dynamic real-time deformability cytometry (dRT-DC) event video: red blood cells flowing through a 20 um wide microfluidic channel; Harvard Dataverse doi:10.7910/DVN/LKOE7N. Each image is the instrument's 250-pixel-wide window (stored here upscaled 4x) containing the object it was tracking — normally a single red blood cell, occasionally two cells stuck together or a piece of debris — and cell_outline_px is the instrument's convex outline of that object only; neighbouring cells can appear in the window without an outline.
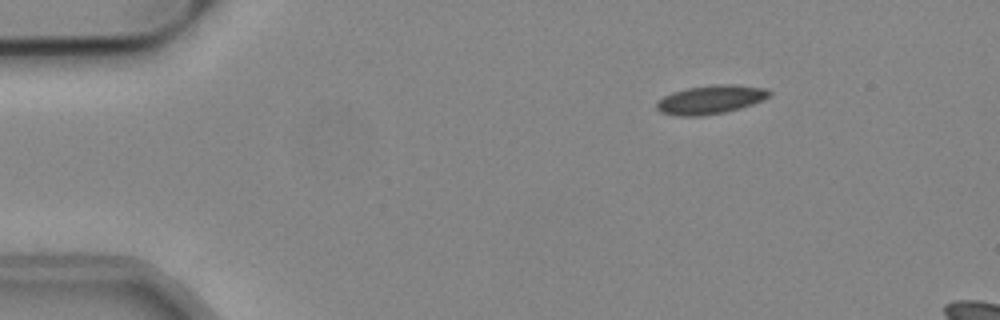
{"species": "common noctule bat (a hibernating species)", "species_latin": "Nyctalus noctula", "temperature_condition": "cold", "stored_images_in_passage": 46, "camera_frame_rate_fps": 3000, "um_per_image_px": 0.085, "animal": {"sex": "male", "body_mass_g": 19.2, "forearm_length_mm": 51.8}, "frame": {"image": 1, "passage_image": 1, "time_ms": 0.0, "image_size_px": [1000, 320], "cell_outline_px": [[772, 96], [764, 100], [740, 108], [724, 112], [700, 116], [676, 116], [660, 112], [656, 108], [656, 100], [672, 92], [688, 88], [712, 84], [736, 84], [768, 88], [772, 92]], "centroid_in_image_um": [60.43, 8.45], "position_along_channel_um": 24.6, "area_um2": 19.19}}
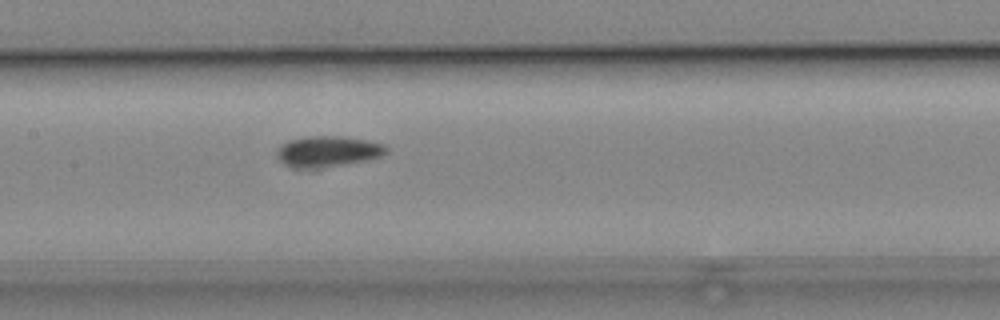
{"frame": {"image": 2, "passage_image": 19, "time_ms": 6.0, "image_size_px": [1000, 320], "cell_outline_px": [[388, 152], [380, 156], [364, 160], [344, 164], [316, 168], [292, 168], [284, 164], [276, 156], [276, 148], [280, 144], [288, 140], [304, 136], [340, 136], [364, 140], [384, 144], [388, 148]], "centroid_in_image_um": [27.79, 12.86], "position_along_channel_um": 179.6, "area_um2": 19.71}}
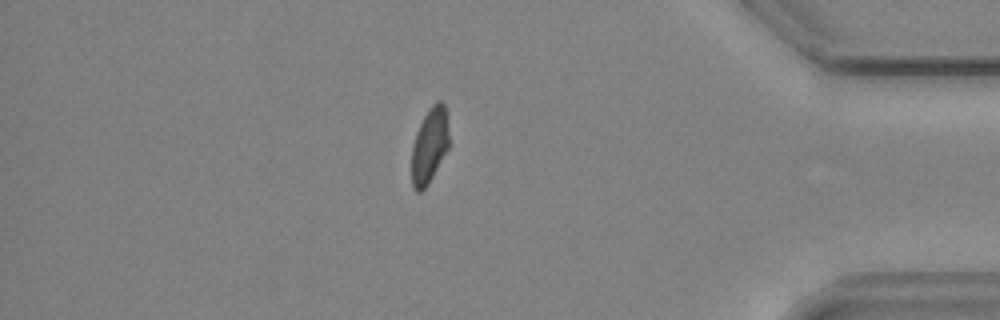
{"frame": {"image": 3, "passage_image": 39, "time_ms": 12.667, "image_size_px": [1000, 320], "cell_outline_px": [[448, 148], [428, 184], [420, 192], [416, 192], [412, 188], [412, 144], [416, 132], [424, 116], [432, 104], [436, 100], [440, 100], [444, 104], [448, 132]], "centroid_in_image_um": [36.48, 12.38], "position_along_channel_um": 398.7, "area_um2": 16.18}, "authors_computed_cell_mechanics": {"area_um2": 18.3226, "velocity_mm_per_s": 3.8252, "shape_relaxation_time_tau1_ms": null, "shape_relaxation_time_tau2_ms": 6.0496, "deformation_change_tau1": null, "deformation_change_tau2": 0.1095}}